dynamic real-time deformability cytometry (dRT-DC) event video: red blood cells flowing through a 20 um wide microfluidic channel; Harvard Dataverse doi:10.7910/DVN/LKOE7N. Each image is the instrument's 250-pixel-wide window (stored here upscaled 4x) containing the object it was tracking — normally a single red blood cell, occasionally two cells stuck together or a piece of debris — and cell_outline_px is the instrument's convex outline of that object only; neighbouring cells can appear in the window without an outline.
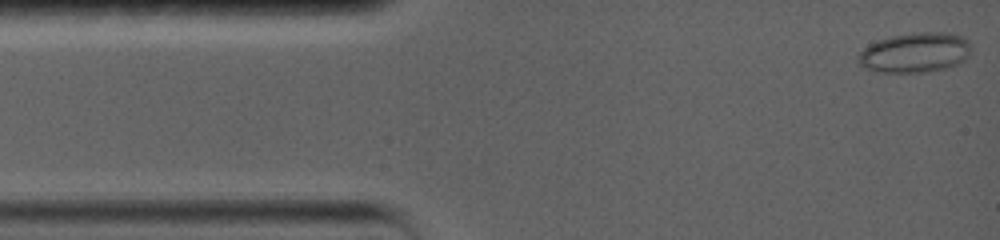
{"species": "common noctule bat (a hibernating species)", "species_latin": "Nyctalus noctula", "temperature_condition": "warm", "stored_images_in_passage": 86, "camera_frame_rate_fps": 5000, "um_per_image_px": 0.085, "animal": {"sex": "female", "body_mass_g": 19.0, "forearm_length_mm": 56.7}, "frame": {"image": 1, "passage_image": 1, "time_ms": 0.0, "image_size_px": [1000, 240], "cell_outline_px": [[972, 48], [964, 60], [960, 64], [928, 72], [880, 72], [868, 68], [860, 64], [856, 56], [868, 44], [892, 36], [912, 32], [944, 32], [964, 36], [972, 44]], "centroid_in_image_um": [77.82, 4.46], "position_along_channel_um": 7.2, "area_um2": 26.41}}
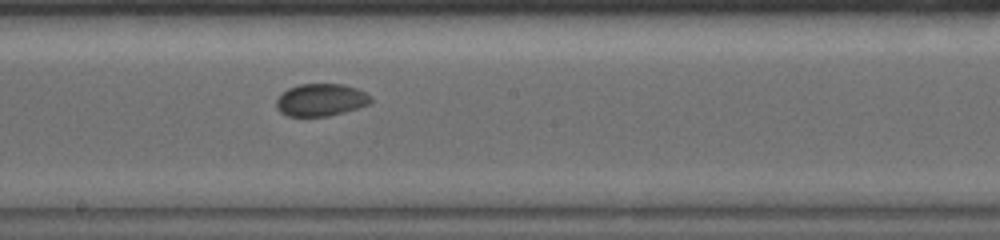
{"frame": {"image": 2, "passage_image": 40, "time_ms": 7.8, "image_size_px": [1000, 240], "cell_outline_px": [[372, 100], [368, 104], [344, 112], [328, 116], [288, 116], [280, 112], [276, 108], [276, 100], [288, 88], [300, 84], [344, 84], [356, 88], [372, 96]], "centroid_in_image_um": [27.27, 8.49], "position_along_channel_um": 220.9, "area_um2": 17.74}}
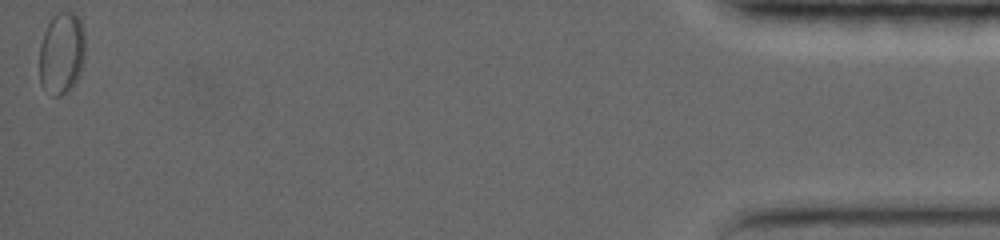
{"frame": {"image": 3, "passage_image": 86, "time_ms": 17.0, "image_size_px": [1000, 240], "cell_outline_px": [[84, 56], [80, 76], [72, 88], [68, 92], [60, 96], [52, 96], [40, 84], [40, 44], [44, 32], [52, 16], [56, 12], [72, 12], [80, 16], [84, 28]], "centroid_in_image_um": [5.26, 4.52], "position_along_channel_um": 429.9, "area_um2": 22.31}, "authors_computed_cell_mechanics": {"area_um2": 19.074, "velocity_mm_per_s": 3.7141, "shape_relaxation_time_tau1_ms": null, "shape_relaxation_time_tau2_ms": 1.3078, "deformation_change_tau1": null, "deformation_change_tau2": 0.0348}}